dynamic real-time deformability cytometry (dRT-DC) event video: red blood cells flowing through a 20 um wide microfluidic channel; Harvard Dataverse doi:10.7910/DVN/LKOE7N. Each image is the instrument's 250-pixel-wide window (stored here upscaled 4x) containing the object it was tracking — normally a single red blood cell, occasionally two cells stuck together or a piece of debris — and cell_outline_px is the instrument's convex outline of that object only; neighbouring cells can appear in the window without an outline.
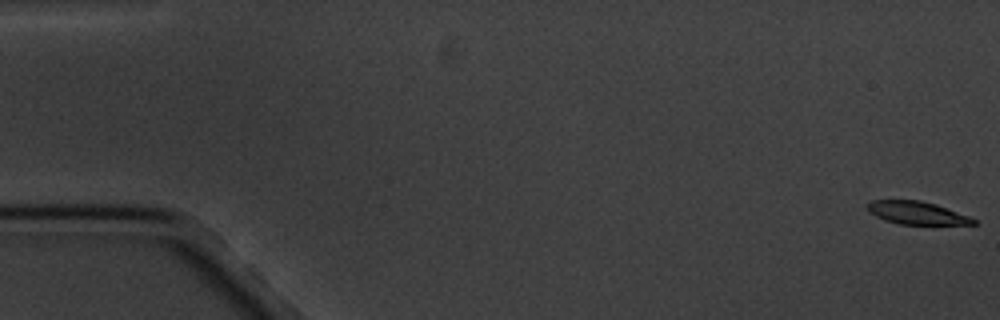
{"species": "common noctule bat (a hibernating species)", "species_latin": "Nyctalus noctula", "temperature_condition": "cold", "stored_images_in_passage": 6, "camera_frame_rate_fps": 3000, "um_per_image_px": 0.085, "animal": {"sex": "male", "body_mass_g": 20.1, "forearm_length_mm": 53.5}, "frame": {"image": 1, "passage_image": 1, "time_ms": 0.0, "image_size_px": [1000, 320], "cell_outline_px": [[976, 224], [900, 224], [884, 220], [868, 212], [868, 204], [872, 200], [920, 200], [936, 204], [968, 216], [976, 220]], "centroid_in_image_um": [77.9, 18.09], "position_along_channel_um": 7.1, "area_um2": 13.93}}